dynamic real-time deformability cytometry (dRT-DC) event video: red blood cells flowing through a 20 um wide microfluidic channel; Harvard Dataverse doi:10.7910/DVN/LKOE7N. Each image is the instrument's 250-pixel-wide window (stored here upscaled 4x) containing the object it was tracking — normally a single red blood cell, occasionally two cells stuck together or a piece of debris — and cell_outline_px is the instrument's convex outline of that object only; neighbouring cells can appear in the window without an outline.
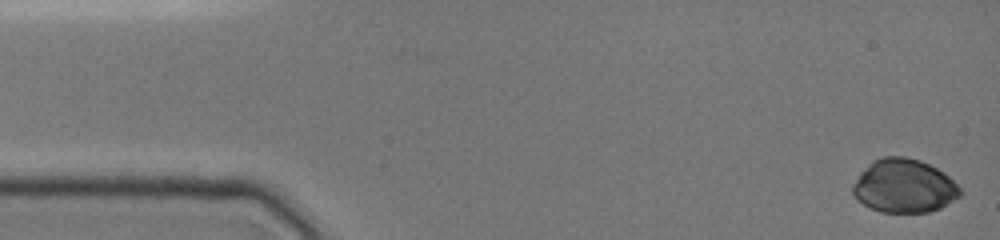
{"species": "common noctule bat (a hibernating species)", "species_latin": "Nyctalus noctula", "temperature_condition": "cold", "stored_images_in_passage": 6, "camera_frame_rate_fps": 3000, "um_per_image_px": 0.085, "animal": {"sex": "female", "body_mass_g": 19.0, "forearm_length_mm": 51.5}, "frame": {"image": 1, "passage_image": 1, "time_ms": 0.0, "image_size_px": [1000, 240], "cell_outline_px": [[964, 192], [960, 196], [940, 208], [928, 212], [880, 212], [856, 200], [852, 192], [852, 184], [860, 172], [872, 160], [880, 156], [904, 156], [920, 160], [944, 172]], "centroid_in_image_um": [76.82, 15.8], "position_along_channel_um": 8.2, "area_um2": 33.7}}